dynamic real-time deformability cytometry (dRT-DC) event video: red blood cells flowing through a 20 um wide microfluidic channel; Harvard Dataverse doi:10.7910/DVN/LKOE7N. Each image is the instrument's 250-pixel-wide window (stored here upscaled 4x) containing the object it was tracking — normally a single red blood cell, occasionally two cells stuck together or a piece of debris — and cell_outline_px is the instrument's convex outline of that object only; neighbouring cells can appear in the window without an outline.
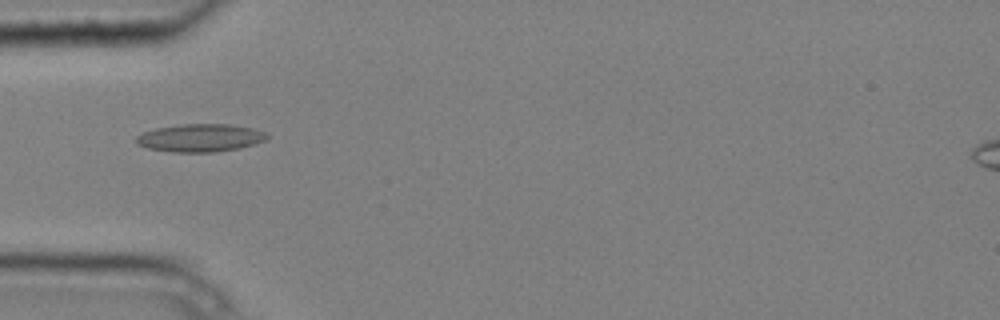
{"species": "common noctule bat (a hibernating species)", "species_latin": "Nyctalus noctula", "temperature_condition": "cold", "stored_images_in_passage": 4, "camera_frame_rate_fps": 3000, "um_per_image_px": 0.085, "animal": {"sex": "male", "body_mass_g": 20.4}, "frame": {"image": 1, "passage_image": 1, "time_ms": 0.0, "image_size_px": [1000, 320], "cell_outline_px": [[268, 136], [264, 140], [256, 144], [240, 148], [212, 152], [172, 152], [148, 148], [136, 144], [136, 136], [144, 132], [156, 128], [180, 124], [228, 124], [252, 128], [268, 132]], "centroid_in_image_um": [17.03, 11.72], "position_along_channel_um": 68.0, "area_um2": 21.27}}
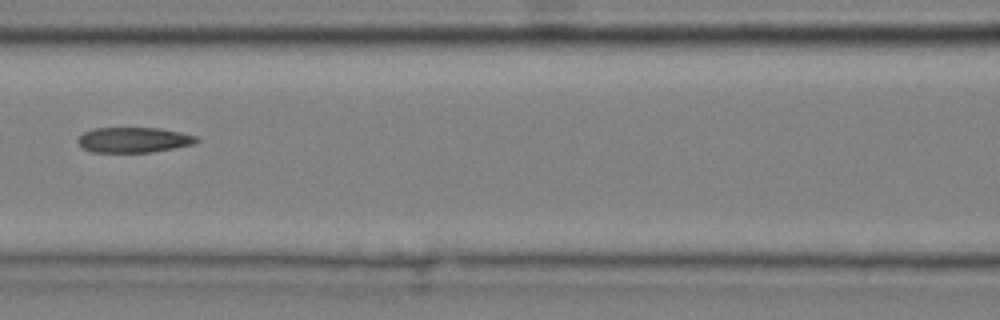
{"frame": {"image": 2, "passage_image": 3, "time_ms": 0.667, "image_size_px": [1000, 320], "cell_outline_px": [[200, 140], [192, 144], [152, 152], [92, 152], [84, 148], [76, 140], [84, 132], [96, 128], [160, 128], [180, 132], [196, 136]], "centroid_in_image_um": [11.36, 11.89], "position_along_channel_um": 155.2, "area_um2": 17.28}}
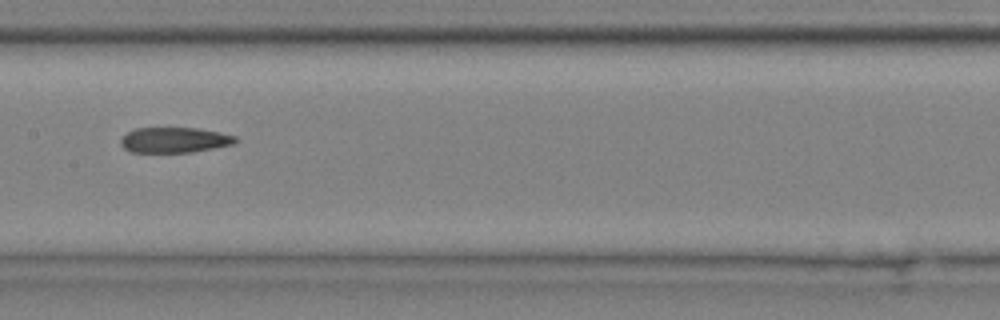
{"frame": {"image": 3, "passage_image": 4, "time_ms": 1.0, "image_size_px": [1000, 320], "cell_outline_px": [[240, 140], [236, 144], [192, 152], [132, 152], [124, 148], [120, 144], [120, 140], [128, 132], [136, 128], [200, 128], [220, 132], [236, 136]], "centroid_in_image_um": [14.89, 11.9], "position_along_channel_um": 192.5, "area_um2": 17.11}}